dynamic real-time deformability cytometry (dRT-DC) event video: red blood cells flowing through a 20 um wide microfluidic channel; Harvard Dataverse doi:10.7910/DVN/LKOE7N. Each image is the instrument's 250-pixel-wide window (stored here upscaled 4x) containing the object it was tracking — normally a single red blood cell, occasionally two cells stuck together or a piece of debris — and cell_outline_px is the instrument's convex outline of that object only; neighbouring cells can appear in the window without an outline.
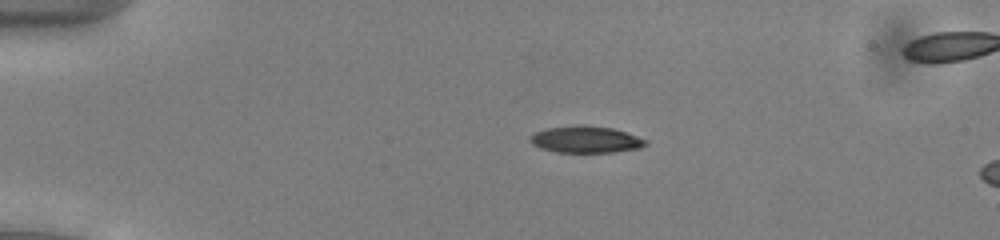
{"species": "common noctule bat (a hibernating species)", "species_latin": "Nyctalus noctula", "temperature_condition": "cold", "stored_images_in_passage": 17, "camera_frame_rate_fps": 3000, "um_per_image_px": 0.085, "animal": {"sex": "male", "body_mass_g": 13.0, "forearm_length_mm": 53.1}, "frame": {"image": 1, "passage_image": 12, "time_ms": 3.667, "image_size_px": [1000, 240], "cell_outline_px": [[648, 144], [640, 148], [612, 152], [556, 152], [540, 148], [532, 144], [528, 140], [536, 132], [548, 128], [584, 124], [612, 128], [648, 140]], "centroid_in_image_um": [49.8, 11.86], "position_along_channel_um": 35.2, "area_um2": 17.92}}